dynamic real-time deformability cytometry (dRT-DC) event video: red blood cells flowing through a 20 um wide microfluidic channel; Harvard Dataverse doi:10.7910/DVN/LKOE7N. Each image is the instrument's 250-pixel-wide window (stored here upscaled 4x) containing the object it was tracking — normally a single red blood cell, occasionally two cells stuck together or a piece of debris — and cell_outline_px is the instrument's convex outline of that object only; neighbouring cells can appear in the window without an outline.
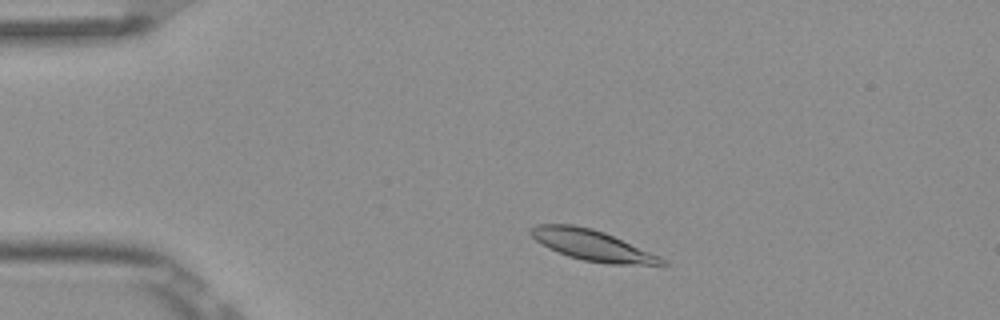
{"species": "Egyptian fruit bat (a non-hibernating species)", "species_latin": "Rousettus aegyptiacus", "temperature_condition": "room temperature", "stored_images_in_passage": 5, "camera_frame_rate_fps": 3000, "um_per_image_px": 0.085, "frame": {"image": 1, "passage_image": 2, "time_ms": 0.333, "image_size_px": [1000, 320], "cell_outline_px": [[668, 268], [664, 268], [608, 264], [584, 260], [568, 256], [548, 248], [536, 240], [528, 232], [528, 228], [536, 224], [572, 224], [592, 228], [604, 232], [660, 256], [668, 260]], "centroid_in_image_um": [50.48, 20.9], "position_along_channel_um": 34.5, "area_um2": 24.28}}
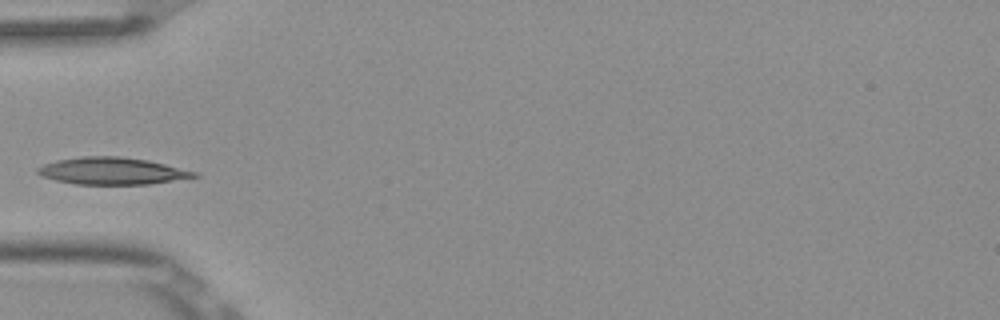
{"frame": {"image": 2, "passage_image": 4, "time_ms": 1.0, "image_size_px": [1000, 320], "cell_outline_px": [[200, 176], [148, 184], [76, 184], [56, 180], [40, 176], [36, 172], [36, 168], [44, 164], [56, 160], [84, 156], [120, 156], [148, 160], [196, 172]], "centroid_in_image_um": [9.47, 14.53], "position_along_channel_um": 75.5, "area_um2": 24.51}}
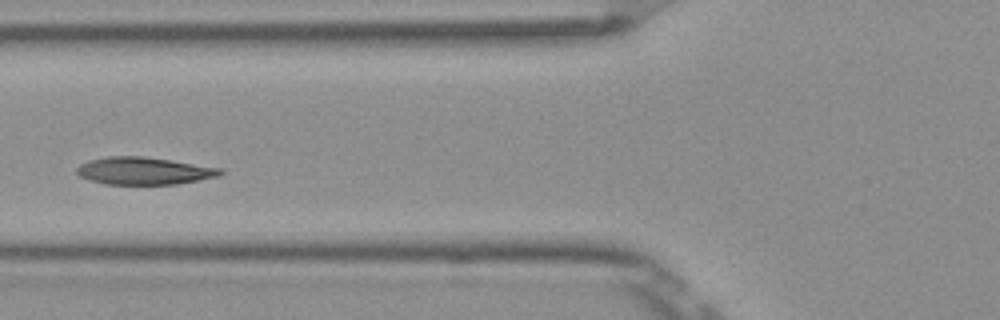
{"frame": {"image": 3, "passage_image": 5, "time_ms": 1.333, "image_size_px": [1000, 320], "cell_outline_px": [[224, 172], [220, 176], [176, 184], [104, 184], [88, 180], [80, 176], [76, 172], [76, 168], [80, 164], [88, 160], [108, 156], [144, 156], [224, 168]], "centroid_in_image_um": [12.24, 14.52], "position_along_channel_um": 113.6, "area_um2": 23.12}}